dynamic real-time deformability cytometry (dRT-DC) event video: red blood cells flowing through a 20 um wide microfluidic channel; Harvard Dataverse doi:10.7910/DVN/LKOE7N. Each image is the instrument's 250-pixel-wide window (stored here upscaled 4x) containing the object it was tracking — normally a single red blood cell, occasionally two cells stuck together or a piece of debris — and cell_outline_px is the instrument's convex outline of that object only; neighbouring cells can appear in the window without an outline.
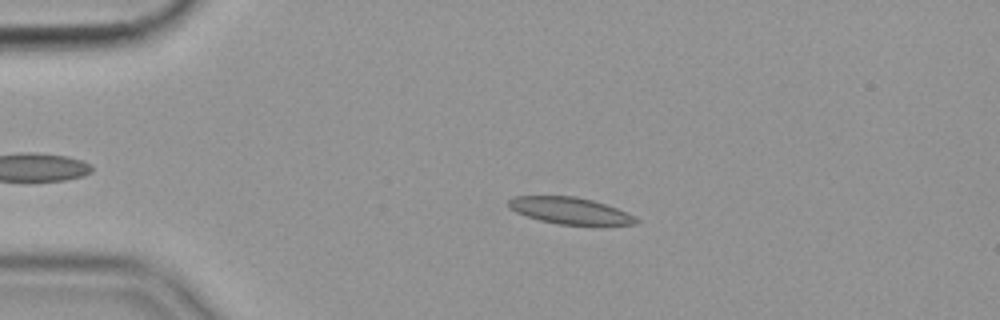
{"species": "common noctule bat (a hibernating species)", "species_latin": "Nyctalus noctula", "temperature_condition": "cold", "stored_images_in_passage": 45, "camera_frame_rate_fps": 3000, "um_per_image_px": 0.085, "animal": {"sex": "female", "body_mass_g": 19.9}, "frame": {"image": 1, "passage_image": 8, "time_ms": 2.333, "image_size_px": [1000, 320], "cell_outline_px": [[640, 224], [560, 224], [540, 220], [516, 212], [508, 208], [508, 200], [512, 196], [576, 196], [592, 200], [628, 212], [640, 220]], "centroid_in_image_um": [48.43, 17.89], "position_along_channel_um": 36.6, "area_um2": 19.59}}
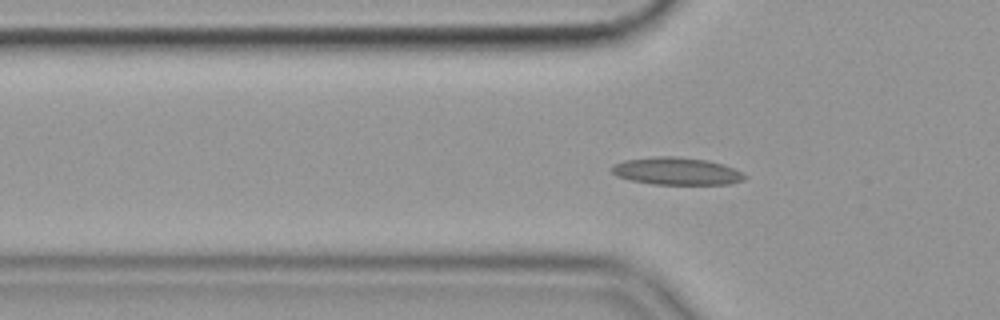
{"frame": {"image": 2, "passage_image": 14, "time_ms": 4.333, "image_size_px": [1000, 320], "cell_outline_px": [[748, 176], [744, 180], [728, 184], [652, 184], [632, 180], [616, 176], [612, 172], [612, 164], [624, 160], [660, 156], [672, 156], [708, 160], [732, 168]], "centroid_in_image_um": [57.49, 14.55], "position_along_channel_um": 68.3, "area_um2": 21.04}}
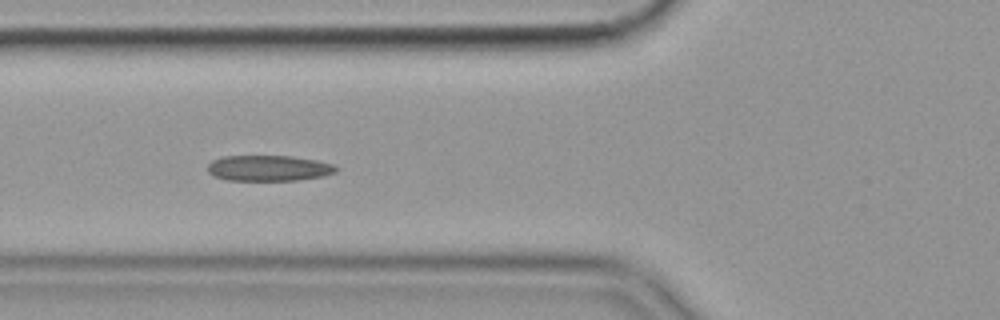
{"frame": {"image": 3, "passage_image": 17, "time_ms": 5.333, "image_size_px": [1000, 320], "cell_outline_px": [[340, 168], [336, 172], [324, 176], [300, 180], [228, 180], [212, 176], [208, 172], [208, 164], [212, 160], [220, 156], [292, 156], [316, 160], [332, 164]], "centroid_in_image_um": [22.84, 14.29], "position_along_channel_um": 103.0, "area_um2": 19.42}, "authors_computed_cell_mechanics": {"area_um2": 19.4208, "velocity_mm_per_s": 3.5492, "shape_relaxation_time_tau1_ms": null, "shape_relaxation_time_tau2_ms": 3.9512, "deformation_change_tau1": null, "deformation_change_tau2": 0.1071}}